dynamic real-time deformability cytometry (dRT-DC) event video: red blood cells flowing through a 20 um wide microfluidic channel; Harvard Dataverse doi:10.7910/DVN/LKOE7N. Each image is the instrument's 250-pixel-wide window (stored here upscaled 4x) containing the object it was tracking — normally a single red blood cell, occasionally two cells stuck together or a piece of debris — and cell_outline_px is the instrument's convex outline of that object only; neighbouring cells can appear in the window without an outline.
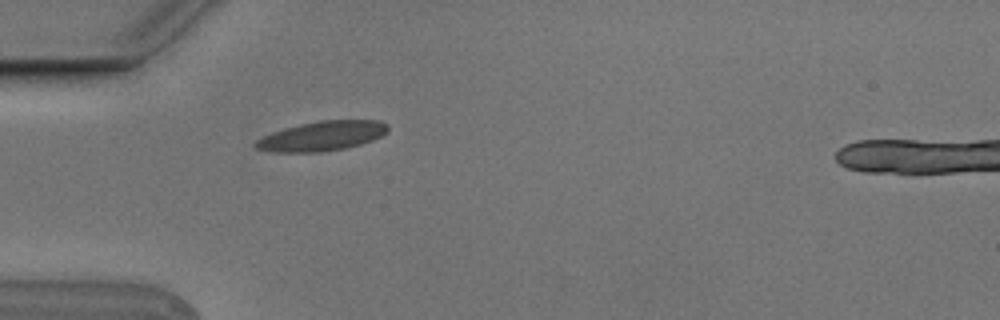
{"species": "Egyptian fruit bat (a non-hibernating species)", "species_latin": "Rousettus aegyptiacus", "temperature_condition": "cold", "stored_images_in_passage": 1, "camera_frame_rate_fps": 3000, "um_per_image_px": 0.085, "animal": {"sex": "male"}, "frame": {"image": 1, "passage_image": 1, "time_ms": 0.0, "image_size_px": [1000, 320], "cell_outline_px": [[388, 132], [372, 140], [360, 144], [344, 148], [320, 152], [272, 152], [256, 148], [252, 144], [256, 140], [272, 132], [284, 128], [300, 124], [320, 120], [380, 120], [388, 124]], "centroid_in_image_um": [27.36, 11.55], "position_along_channel_um": 57.6, "area_um2": 22.83}}